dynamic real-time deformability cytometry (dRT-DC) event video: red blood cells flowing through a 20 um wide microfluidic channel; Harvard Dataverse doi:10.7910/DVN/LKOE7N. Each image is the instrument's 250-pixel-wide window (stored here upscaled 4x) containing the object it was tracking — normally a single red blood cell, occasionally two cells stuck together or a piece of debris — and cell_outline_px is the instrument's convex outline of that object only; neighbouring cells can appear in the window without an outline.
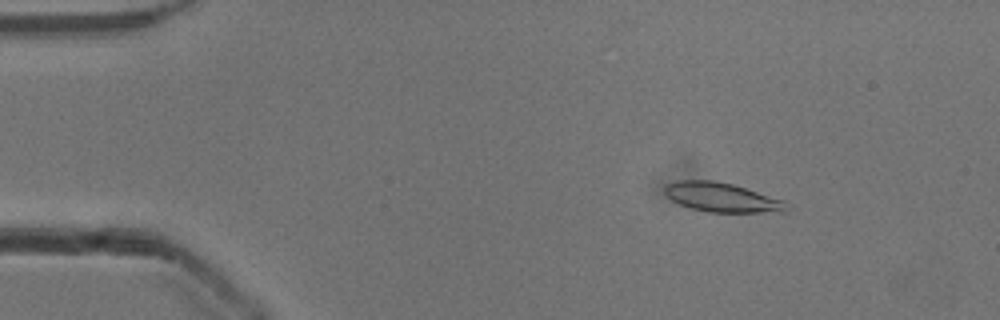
{"species": "common noctule bat (a hibernating species)", "species_latin": "Nyctalus noctula", "temperature_condition": "cold", "stored_images_in_passage": 50, "camera_frame_rate_fps": 3000, "um_per_image_px": 0.085, "animal": {"sex": "male", "body_mass_g": 13.3}, "frame": {"image": 1, "passage_image": 5, "time_ms": 1.333, "image_size_px": [1000, 320], "cell_outline_px": [[792, 208], [784, 212], [708, 212], [692, 208], [680, 204], [672, 200], [664, 192], [664, 188], [668, 184], [676, 180], [712, 180], [732, 184], [784, 200]], "centroid_in_image_um": [61.39, 16.78], "position_along_channel_um": 23.6, "area_um2": 20.75}}
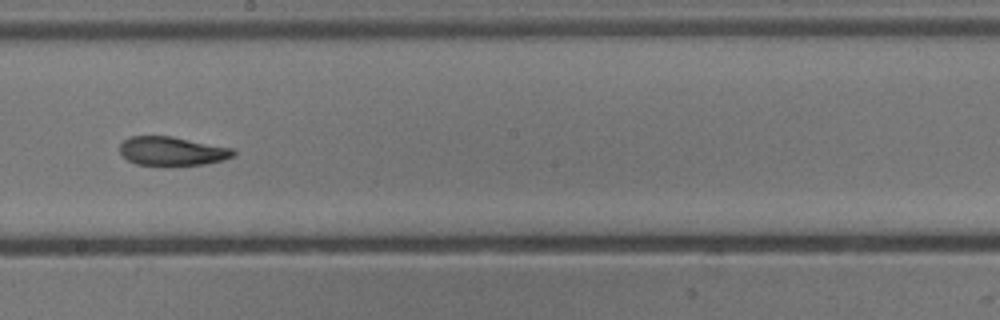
{"frame": {"image": 2, "passage_image": 27, "time_ms": 8.667, "image_size_px": [1000, 320], "cell_outline_px": [[236, 152], [232, 156], [224, 160], [204, 164], [164, 168], [136, 164], [128, 160], [120, 152], [120, 144], [124, 140], [132, 136], [172, 136], [236, 148]], "centroid_in_image_um": [14.66, 12.88], "position_along_channel_um": 233.5, "area_um2": 19.88}}
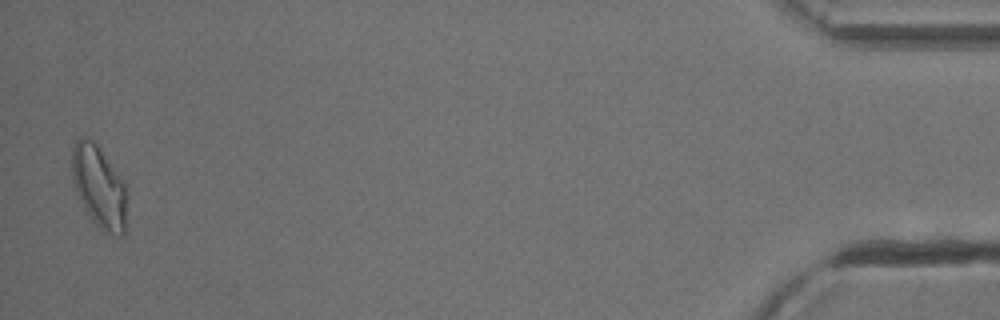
{"frame": {"image": 3, "passage_image": 49, "time_ms": 16.0, "image_size_px": [1000, 320], "cell_outline_px": [[128, 196], [124, 236], [112, 236], [100, 228], [92, 220], [72, 180], [72, 148], [76, 140], [80, 136], [84, 136], [92, 140], [96, 144], [124, 184], [128, 192]], "centroid_in_image_um": [8.45, 15.9], "position_along_channel_um": 426.8, "area_um2": 25.89}, "authors_computed_cell_mechanics": {"area_um2": 20.7502, "velocity_mm_per_s": 3.8983, "shape_relaxation_time_tau1_ms": 5.7071, "shape_relaxation_time_tau2_ms": 2.5366, "deformation_change_tau1": 0.1427, "deformation_change_tau2": 0.0975}}